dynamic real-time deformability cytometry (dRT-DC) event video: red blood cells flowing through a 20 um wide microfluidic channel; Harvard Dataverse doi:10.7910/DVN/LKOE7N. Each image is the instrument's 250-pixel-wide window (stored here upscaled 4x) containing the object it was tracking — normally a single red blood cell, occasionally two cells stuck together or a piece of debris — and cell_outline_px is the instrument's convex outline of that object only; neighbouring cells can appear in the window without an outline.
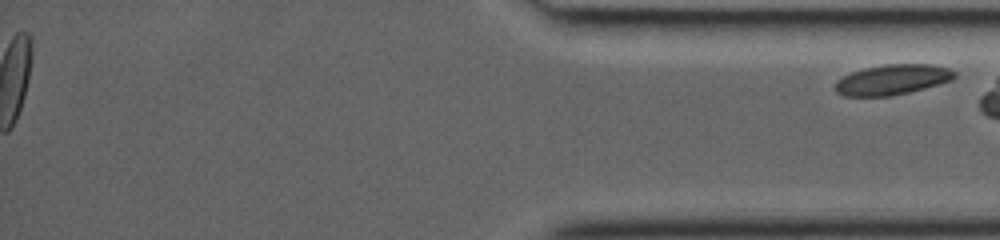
{"species": "common noctule bat (a hibernating species)", "species_latin": "Nyctalus noctula", "temperature_condition": "room temperature", "stored_images_in_passage": 40, "segment_of_instrument_passage": [2, 2], "camera_frame_rate_fps": 3000, "um_per_image_px": 0.085, "animal": {"sex": "female", "body_mass_g": 19.0, "forearm_length_mm": 53.3}, "frame": {"image": 1, "passage_image": 40, "time_ms": 13.0, "image_size_px": [1000, 240], "cell_outline_px": [[956, 76], [952, 80], [924, 88], [908, 92], [888, 96], [844, 96], [836, 92], [836, 80], [852, 72], [864, 68], [888, 64], [932, 64], [948, 68], [956, 72]], "centroid_in_image_um": [75.86, 6.76], "position_along_channel_um": 359.3, "area_um2": 20.87}}